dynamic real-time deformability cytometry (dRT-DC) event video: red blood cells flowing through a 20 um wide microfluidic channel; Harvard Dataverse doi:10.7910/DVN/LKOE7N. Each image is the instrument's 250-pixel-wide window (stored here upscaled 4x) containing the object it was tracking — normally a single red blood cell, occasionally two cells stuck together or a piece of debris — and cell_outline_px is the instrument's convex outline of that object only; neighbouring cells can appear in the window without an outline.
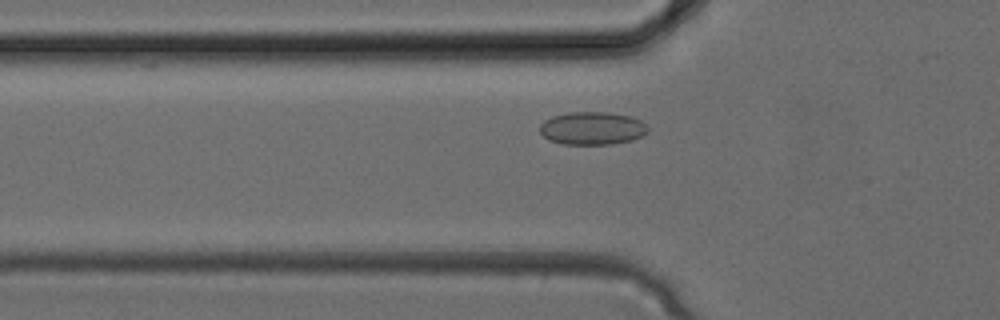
{"species": "common noctule bat (a hibernating species)", "species_latin": "Nyctalus noctula", "temperature_condition": "cold", "stored_images_in_passage": 31, "camera_frame_rate_fps": 3000, "um_per_image_px": 0.085, "animal": {"sex": "female", "body_mass_g": 24.6, "forearm_length_mm": 56.2}, "frame": {"image": 1, "passage_image": 8, "time_ms": 2.333, "image_size_px": [1000, 320], "cell_outline_px": [[648, 132], [632, 140], [612, 144], [564, 144], [548, 140], [540, 132], [540, 124], [544, 120], [552, 116], [568, 112], [608, 112], [632, 116], [640, 120], [648, 128]], "centroid_in_image_um": [50.32, 10.89], "position_along_channel_um": 75.5, "area_um2": 20.81}}
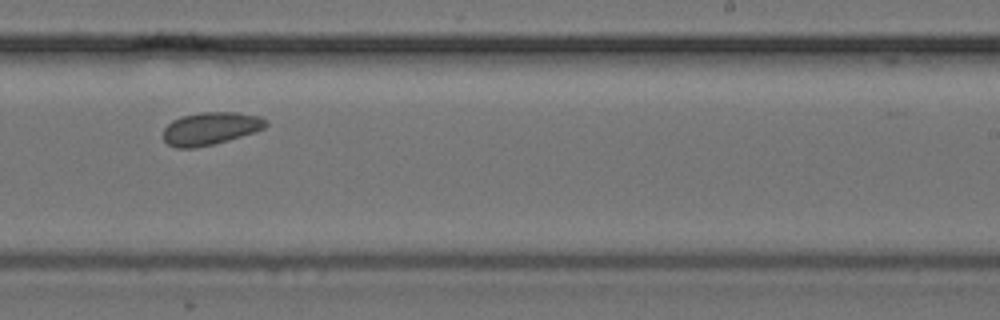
{"frame": {"image": 2, "passage_image": 18, "time_ms": 5.667, "image_size_px": [1000, 320], "cell_outline_px": [[268, 124], [264, 128], [228, 140], [196, 148], [176, 148], [168, 144], [164, 140], [164, 128], [172, 120], [180, 116], [200, 112], [236, 112], [260, 116], [268, 120]], "centroid_in_image_um": [17.88, 10.91], "position_along_channel_um": 271.1, "area_um2": 19.54}}
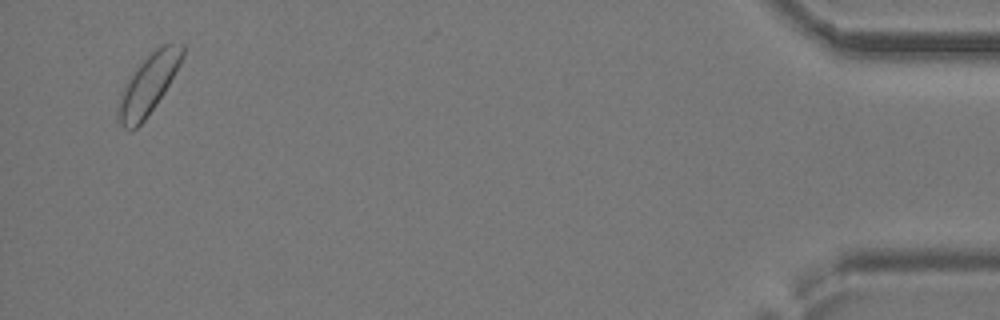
{"frame": {"image": 3, "passage_image": 30, "time_ms": 9.667, "image_size_px": [1000, 320], "cell_outline_px": [[184, 56], [180, 64], [164, 92], [156, 104], [144, 120], [136, 128], [124, 128], [120, 124], [116, 116], [116, 108], [120, 92], [136, 68], [160, 44], [184, 44]], "centroid_in_image_um": [12.58, 7.18], "position_along_channel_um": 422.6, "area_um2": 22.02}}